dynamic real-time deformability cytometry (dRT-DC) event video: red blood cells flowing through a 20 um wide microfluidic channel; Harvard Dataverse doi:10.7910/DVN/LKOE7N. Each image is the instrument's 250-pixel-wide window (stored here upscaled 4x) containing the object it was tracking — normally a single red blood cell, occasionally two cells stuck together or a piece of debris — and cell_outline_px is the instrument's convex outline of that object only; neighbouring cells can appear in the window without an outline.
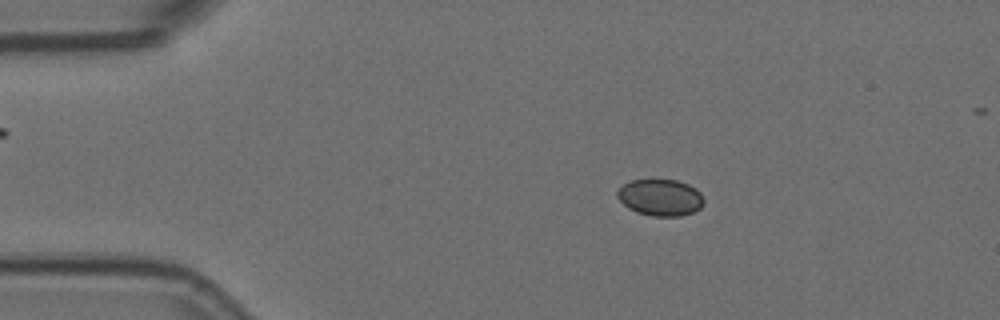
{"species": "Egyptian fruit bat (a non-hibernating species)", "species_latin": "Rousettus aegyptiacus", "temperature_condition": "room temperature", "stored_images_in_passage": 57, "camera_frame_rate_fps": 3000, "um_per_image_px": 0.085, "animal": {"sex": "female"}, "frame": {"image": 1, "passage_image": 10, "time_ms": 3.0, "image_size_px": [1000, 320], "cell_outline_px": [[704, 204], [700, 208], [692, 212], [680, 216], [652, 216], [636, 212], [628, 208], [616, 196], [616, 192], [624, 184], [632, 180], [676, 180], [688, 184], [696, 188], [700, 192], [704, 200]], "centroid_in_image_um": [56.14, 16.79], "position_along_channel_um": 28.9, "area_um2": 18.44}}
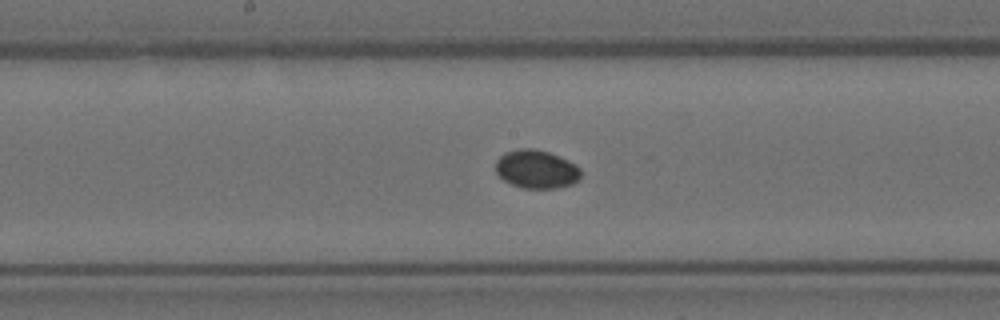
{"frame": {"image": 2, "passage_image": 29, "time_ms": 9.333, "image_size_px": [1000, 320], "cell_outline_px": [[580, 180], [572, 184], [556, 188], [520, 188], [504, 180], [496, 172], [496, 160], [504, 152], [520, 148], [532, 148], [548, 152], [568, 160], [576, 164], [580, 168]], "centroid_in_image_um": [45.6, 14.38], "position_along_channel_um": 202.6, "area_um2": 19.13}}
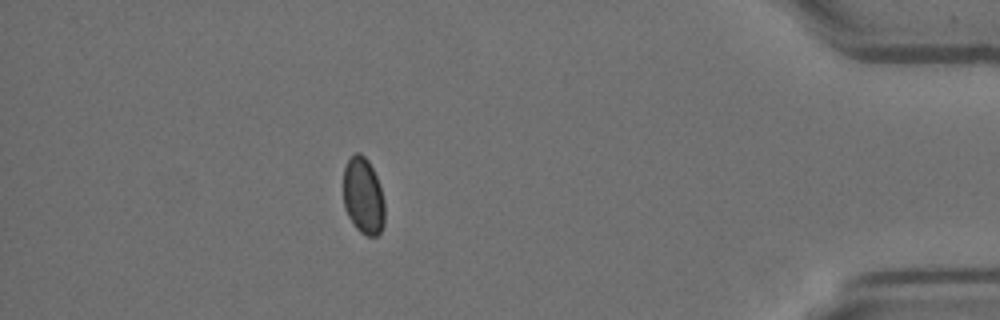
{"frame": {"image": 3, "passage_image": 50, "time_ms": 16.333, "image_size_px": [1000, 320], "cell_outline_px": [[384, 224], [380, 232], [376, 236], [368, 236], [360, 232], [356, 228], [348, 216], [344, 208], [344, 168], [348, 160], [356, 152], [360, 152], [368, 160], [376, 176], [384, 200]], "centroid_in_image_um": [30.87, 16.67], "position_along_channel_um": 404.3, "area_um2": 18.38}}